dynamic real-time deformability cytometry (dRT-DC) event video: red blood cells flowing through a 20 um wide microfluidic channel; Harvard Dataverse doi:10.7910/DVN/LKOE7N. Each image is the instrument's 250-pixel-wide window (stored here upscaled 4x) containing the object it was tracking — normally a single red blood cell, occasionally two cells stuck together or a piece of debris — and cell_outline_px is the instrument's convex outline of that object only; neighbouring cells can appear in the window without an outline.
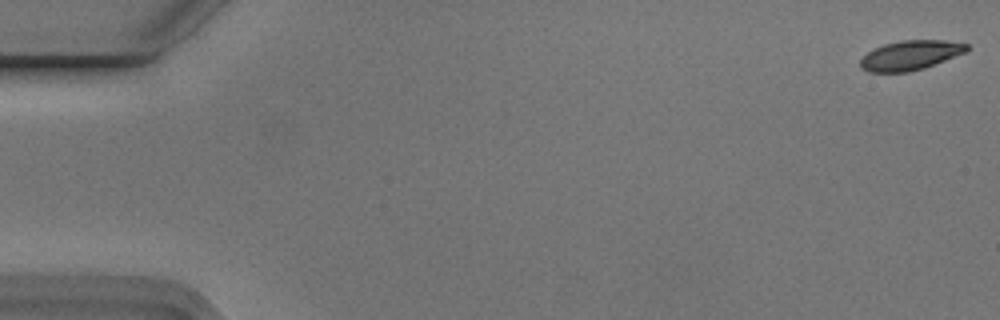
{"species": "Egyptian fruit bat (a non-hibernating species)", "species_latin": "Rousettus aegyptiacus", "temperature_condition": "cold", "stored_images_in_passage": 55, "camera_frame_rate_fps": 3000, "um_per_image_px": 0.085, "animal": {"sex": "male"}, "frame": {"image": 1, "passage_image": 1, "time_ms": 0.0, "image_size_px": [1000, 320], "cell_outline_px": [[968, 52], [924, 68], [908, 72], [868, 72], [860, 68], [860, 60], [868, 52], [884, 44], [900, 40], [944, 40], [968, 44]], "centroid_in_image_um": [77.4, 4.7], "position_along_channel_um": 7.6, "area_um2": 18.38}}
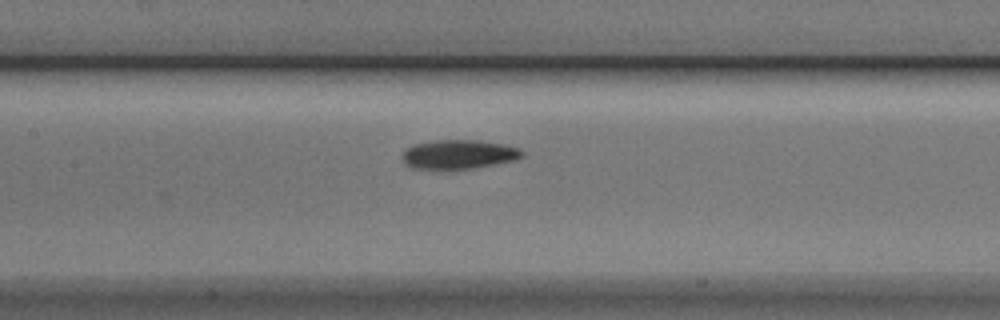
{"frame": {"image": 2, "passage_image": 26, "time_ms": 8.333, "image_size_px": [1000, 320], "cell_outline_px": [[524, 156], [512, 160], [472, 168], [412, 168], [404, 164], [400, 156], [412, 144], [436, 140], [480, 140], [504, 144], [520, 148], [524, 152]], "centroid_in_image_um": [38.97, 13.1], "position_along_channel_um": 168.4, "area_um2": 20.17}}
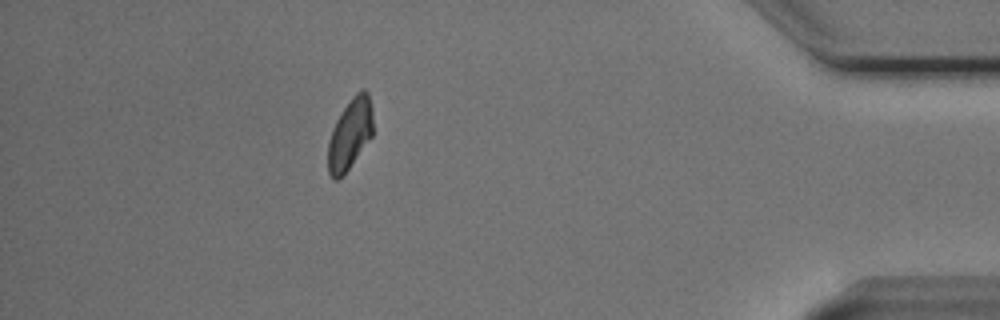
{"frame": {"image": 3, "passage_image": 49, "time_ms": 16.0, "image_size_px": [1000, 320], "cell_outline_px": [[372, 136], [348, 168], [336, 180], [328, 172], [328, 144], [332, 128], [336, 120], [352, 96], [360, 88], [364, 88], [368, 92], [372, 108]], "centroid_in_image_um": [29.75, 11.33], "position_along_channel_um": 405.4, "area_um2": 18.26}, "authors_computed_cell_mechanics": {"area_um2": 19.5942, "velocity_mm_per_s": 3.7392, "shape_relaxation_time_tau1_ms": 3.4003, "shape_relaxation_time_tau2_ms": 9.0237, "deformation_change_tau1": 0.1357, "deformation_change_tau2": 0.1321}}